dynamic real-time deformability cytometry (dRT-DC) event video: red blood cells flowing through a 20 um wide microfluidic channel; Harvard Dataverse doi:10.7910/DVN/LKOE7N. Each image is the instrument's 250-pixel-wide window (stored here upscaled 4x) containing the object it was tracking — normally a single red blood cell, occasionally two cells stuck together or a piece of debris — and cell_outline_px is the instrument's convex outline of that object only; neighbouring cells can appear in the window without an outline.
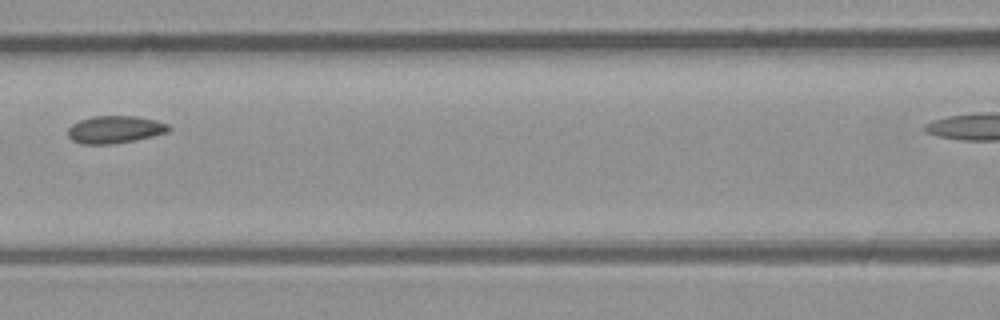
{"species": "common noctule bat (a hibernating species)", "species_latin": "Nyctalus noctula", "temperature_condition": "room temperature", "stored_images_in_passage": 7, "segment_of_instrument_passage": [1, 2], "camera_frame_rate_fps": 3000, "um_per_image_px": 0.085, "animal": {"sex": "male", "body_mass_g": 23.1, "forearm_length_mm": 52.7}, "frame": {"image": 1, "passage_image": 5, "time_ms": 4.333, "image_size_px": [1000, 320], "cell_outline_px": [[172, 128], [168, 132], [136, 140], [112, 144], [80, 144], [72, 140], [68, 136], [68, 128], [72, 124], [80, 120], [92, 116], [136, 116], [156, 120], [168, 124]], "centroid_in_image_um": [9.77, 11.01], "position_along_channel_um": 156.8, "area_um2": 16.24}}
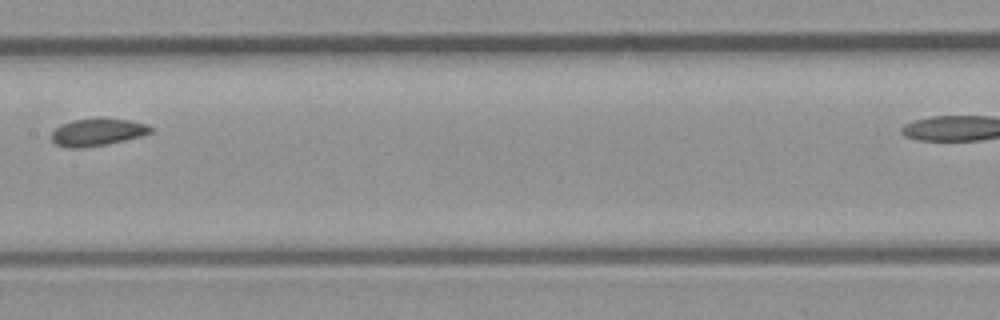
{"frame": {"image": 2, "passage_image": 6, "time_ms": 5.333, "image_size_px": [1000, 320], "cell_outline_px": [[152, 132], [140, 136], [108, 144], [84, 148], [68, 148], [56, 144], [52, 140], [52, 132], [56, 128], [72, 120], [100, 116], [132, 120], [148, 124], [152, 128]], "centroid_in_image_um": [8.31, 11.2], "position_along_channel_um": 199.1, "area_um2": 16.18}}